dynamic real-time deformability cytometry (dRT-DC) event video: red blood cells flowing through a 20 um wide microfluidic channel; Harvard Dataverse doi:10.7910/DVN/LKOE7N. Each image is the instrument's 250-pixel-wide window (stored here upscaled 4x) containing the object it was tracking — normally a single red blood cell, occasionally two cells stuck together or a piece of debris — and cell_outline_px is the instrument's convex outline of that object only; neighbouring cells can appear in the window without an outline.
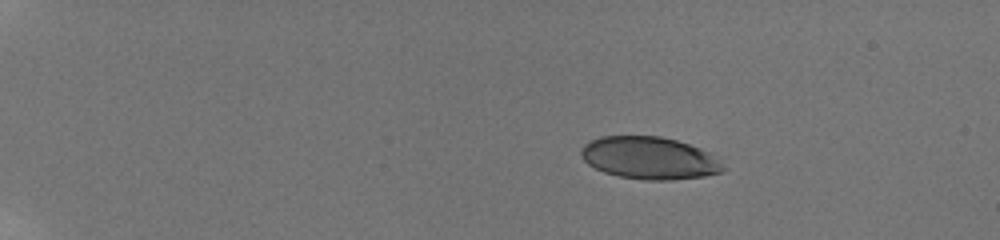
{"species": "human", "species_latin": "Homo sapiens", "temperature_condition": "room temperature", "stored_images_in_passage": 47, "camera_frame_rate_fps": 3000, "um_per_image_px": 0.085, "donor": {"sex": "male"}, "frame": {"image": 1, "passage_image": 1, "time_ms": 0.0, "image_size_px": [1000, 240], "cell_outline_px": [[728, 168], [720, 172], [704, 176], [672, 180], [644, 180], [620, 176], [604, 172], [588, 164], [584, 160], [580, 152], [584, 144], [600, 136], [660, 136], [676, 140], [700, 148], [708, 152]], "centroid_in_image_um": [55.2, 13.43], "position_along_channel_um": 29.8, "area_um2": 34.97}}
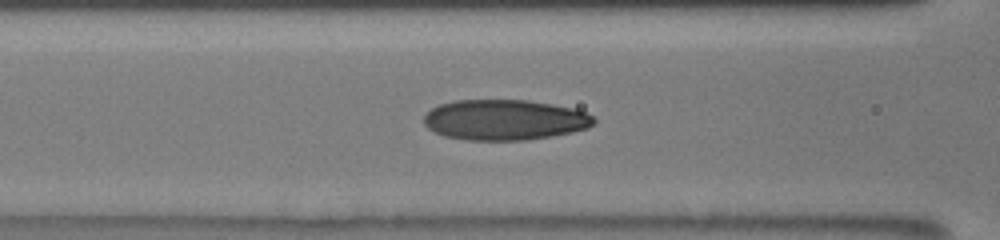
{"frame": {"image": 2, "passage_image": 18, "time_ms": 5.667, "image_size_px": [1000, 240], "cell_outline_px": [[596, 124], [588, 128], [572, 132], [552, 136], [524, 140], [464, 140], [444, 136], [428, 128], [424, 124], [424, 116], [432, 108], [440, 104], [456, 100], [528, 100], [576, 108], [592, 116], [596, 120]], "centroid_in_image_um": [42.92, 10.19], "position_along_channel_um": 123.7, "area_um2": 40.29}}
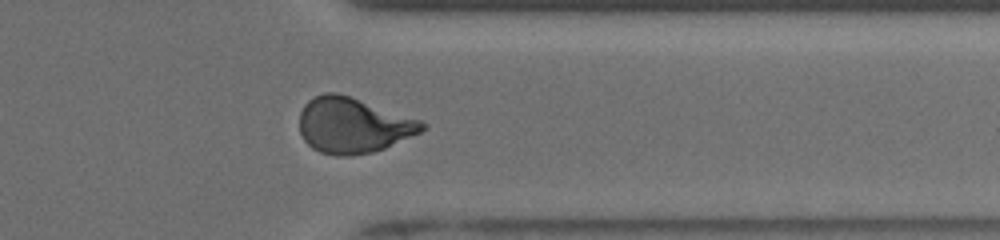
{"frame": {"image": 3, "passage_image": 38, "time_ms": 12.333, "image_size_px": [1000, 240], "cell_outline_px": [[428, 128], [420, 132], [384, 148], [372, 152], [348, 156], [336, 156], [320, 152], [312, 148], [304, 140], [300, 132], [300, 112], [304, 104], [308, 100], [324, 92], [336, 92], [420, 120], [428, 124]], "centroid_in_image_um": [29.99, 10.66], "position_along_channel_um": 381.4, "area_um2": 39.36}, "authors_computed_cell_mechanics": {"area_um2": 38.726, "velocity_mm_per_s": 3.8723, "shape_relaxation_time_tau1_ms": 4.8354, "shape_relaxation_time_tau2_ms": 0.9171, "deformation_change_tau1": 0.1909, "deformation_change_tau2": 0.0612}}